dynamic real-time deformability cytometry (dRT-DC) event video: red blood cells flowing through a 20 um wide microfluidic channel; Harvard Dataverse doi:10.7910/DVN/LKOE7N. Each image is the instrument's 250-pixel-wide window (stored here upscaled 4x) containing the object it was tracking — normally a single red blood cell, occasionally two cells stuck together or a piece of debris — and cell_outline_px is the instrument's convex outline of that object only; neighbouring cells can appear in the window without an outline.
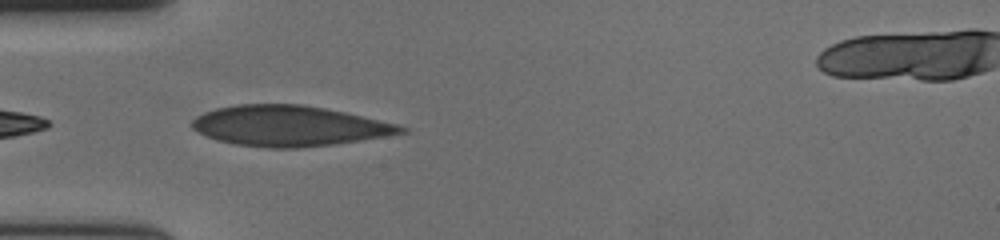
{"species": "human", "species_latin": "Homo sapiens", "temperature_condition": "cold", "stored_images_in_passage": 8, "camera_frame_rate_fps": 3000, "um_per_image_px": 0.085, "donor": {"sex": "female"}, "frame": {"image": 1, "passage_image": 1, "time_ms": 0.0, "image_size_px": [1000, 240], "cell_outline_px": [[408, 132], [336, 144], [296, 148], [268, 148], [232, 144], [216, 140], [192, 128], [192, 120], [196, 116], [204, 112], [216, 108], [236, 104], [304, 104], [344, 112], [400, 124], [408, 128]], "centroid_in_image_um": [24.58, 10.7], "position_along_channel_um": 60.4, "area_um2": 49.36}}
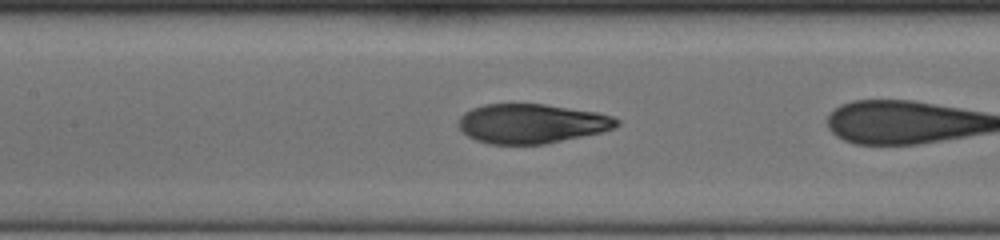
{"frame": {"image": 2, "passage_image": 7, "time_ms": 2.0, "image_size_px": [1000, 240], "cell_outline_px": [[620, 124], [604, 132], [544, 144], [488, 144], [476, 140], [468, 136], [456, 124], [460, 116], [464, 112], [472, 108], [484, 104], [544, 104], [596, 112], [612, 116], [620, 120]], "centroid_in_image_um": [45.17, 10.5], "position_along_channel_um": 162.2, "area_um2": 36.47}}